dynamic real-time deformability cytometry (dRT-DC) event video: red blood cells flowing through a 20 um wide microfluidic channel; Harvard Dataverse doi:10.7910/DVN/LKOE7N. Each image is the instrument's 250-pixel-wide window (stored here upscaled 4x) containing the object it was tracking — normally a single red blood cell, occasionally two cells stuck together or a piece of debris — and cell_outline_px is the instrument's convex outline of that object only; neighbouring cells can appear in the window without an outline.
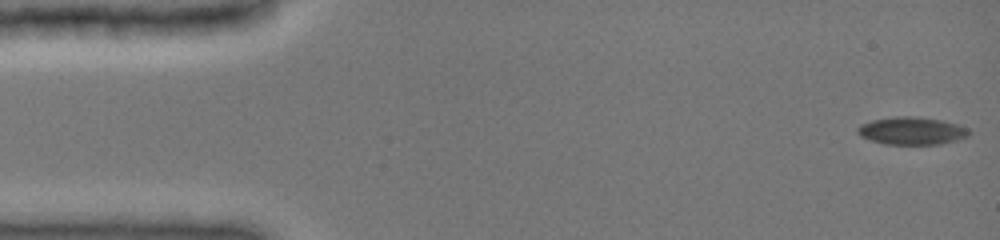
{"species": "common noctule bat (a hibernating species)", "species_latin": "Nyctalus noctula", "temperature_condition": "cold", "stored_images_in_passage": 47, "camera_frame_rate_fps": 3000, "um_per_image_px": 0.085, "animal": {"sex": "female", "body_mass_g": 19.0, "forearm_length_mm": 51.5}, "frame": {"image": 1, "passage_image": 1, "time_ms": 0.0, "image_size_px": [1000, 240], "cell_outline_px": [[972, 132], [968, 136], [956, 140], [940, 144], [884, 144], [868, 140], [860, 136], [856, 132], [856, 128], [860, 124], [872, 120], [896, 116], [912, 116], [940, 120], [956, 124], [968, 128]], "centroid_in_image_um": [77.46, 11.12], "position_along_channel_um": 7.5, "area_um2": 18.03}}
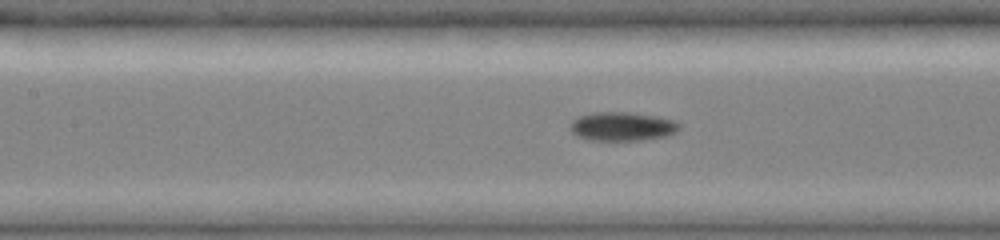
{"frame": {"image": 2, "passage_image": 21, "time_ms": 6.667, "image_size_px": [1000, 240], "cell_outline_px": [[680, 128], [676, 132], [668, 136], [644, 140], [588, 140], [576, 136], [572, 132], [572, 120], [580, 116], [592, 112], [628, 112], [656, 116], [676, 120], [680, 124]], "centroid_in_image_um": [52.93, 10.75], "position_along_channel_um": 154.5, "area_um2": 18.44}}
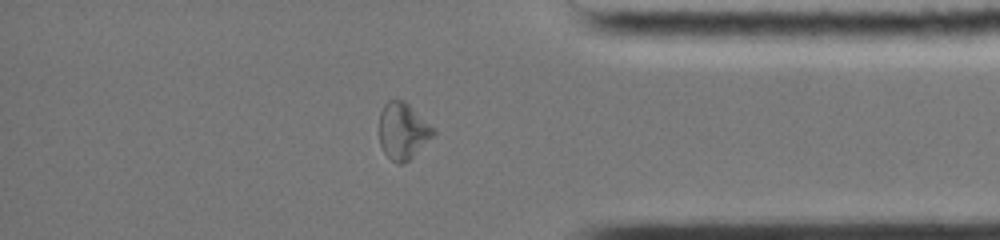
{"frame": {"image": 3, "passage_image": 40, "time_ms": 13.0, "image_size_px": [1000, 240], "cell_outline_px": [[436, 132], [404, 164], [396, 164], [384, 152], [380, 144], [380, 112], [384, 104], [388, 100], [404, 100], [436, 128]], "centroid_in_image_um": [34.25, 11.11], "position_along_channel_um": 401.0, "area_um2": 17.69}, "authors_computed_cell_mechanics": {"area_um2": 17.918, "velocity_mm_per_s": 4.0142, "shape_relaxation_time_tau1_ms": null, "shape_relaxation_time_tau2_ms": 3.4576, "deformation_change_tau1": null, "deformation_change_tau2": 0.083}}